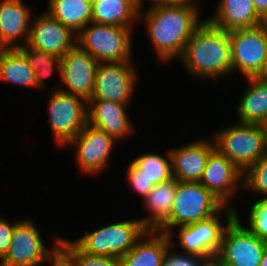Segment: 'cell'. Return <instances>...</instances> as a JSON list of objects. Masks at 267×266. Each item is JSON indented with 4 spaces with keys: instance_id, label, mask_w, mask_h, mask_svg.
<instances>
[{
    "instance_id": "cell-1",
    "label": "cell",
    "mask_w": 267,
    "mask_h": 266,
    "mask_svg": "<svg viewBox=\"0 0 267 266\" xmlns=\"http://www.w3.org/2000/svg\"><path fill=\"white\" fill-rule=\"evenodd\" d=\"M139 11L149 38L161 62L180 58L193 32L205 21L197 4H172Z\"/></svg>"
},
{
    "instance_id": "cell-2",
    "label": "cell",
    "mask_w": 267,
    "mask_h": 266,
    "mask_svg": "<svg viewBox=\"0 0 267 266\" xmlns=\"http://www.w3.org/2000/svg\"><path fill=\"white\" fill-rule=\"evenodd\" d=\"M180 61L195 78L227 77L232 73L229 32L206 19L187 41Z\"/></svg>"
},
{
    "instance_id": "cell-3",
    "label": "cell",
    "mask_w": 267,
    "mask_h": 266,
    "mask_svg": "<svg viewBox=\"0 0 267 266\" xmlns=\"http://www.w3.org/2000/svg\"><path fill=\"white\" fill-rule=\"evenodd\" d=\"M213 135L215 148L244 173L267 154L266 129L262 124L238 122Z\"/></svg>"
},
{
    "instance_id": "cell-4",
    "label": "cell",
    "mask_w": 267,
    "mask_h": 266,
    "mask_svg": "<svg viewBox=\"0 0 267 266\" xmlns=\"http://www.w3.org/2000/svg\"><path fill=\"white\" fill-rule=\"evenodd\" d=\"M225 205L200 182H179L169 219L157 230L172 239L174 227L205 220Z\"/></svg>"
},
{
    "instance_id": "cell-5",
    "label": "cell",
    "mask_w": 267,
    "mask_h": 266,
    "mask_svg": "<svg viewBox=\"0 0 267 266\" xmlns=\"http://www.w3.org/2000/svg\"><path fill=\"white\" fill-rule=\"evenodd\" d=\"M131 28L90 22L78 34L76 44L98 62L131 61Z\"/></svg>"
},
{
    "instance_id": "cell-6",
    "label": "cell",
    "mask_w": 267,
    "mask_h": 266,
    "mask_svg": "<svg viewBox=\"0 0 267 266\" xmlns=\"http://www.w3.org/2000/svg\"><path fill=\"white\" fill-rule=\"evenodd\" d=\"M147 232L140 219L115 222L73 241L83 252L121 258Z\"/></svg>"
},
{
    "instance_id": "cell-7",
    "label": "cell",
    "mask_w": 267,
    "mask_h": 266,
    "mask_svg": "<svg viewBox=\"0 0 267 266\" xmlns=\"http://www.w3.org/2000/svg\"><path fill=\"white\" fill-rule=\"evenodd\" d=\"M267 248V241L258 238L242 226L238 214L227 225L220 249L215 257L216 266H259Z\"/></svg>"
},
{
    "instance_id": "cell-8",
    "label": "cell",
    "mask_w": 267,
    "mask_h": 266,
    "mask_svg": "<svg viewBox=\"0 0 267 266\" xmlns=\"http://www.w3.org/2000/svg\"><path fill=\"white\" fill-rule=\"evenodd\" d=\"M52 93L47 106L48 116L53 137L61 148L88 123V102L60 89Z\"/></svg>"
},
{
    "instance_id": "cell-9",
    "label": "cell",
    "mask_w": 267,
    "mask_h": 266,
    "mask_svg": "<svg viewBox=\"0 0 267 266\" xmlns=\"http://www.w3.org/2000/svg\"><path fill=\"white\" fill-rule=\"evenodd\" d=\"M222 210H228L225 213L226 226L220 220ZM236 214L234 207L224 206L217 214L205 220L180 226L178 230L180 247L184 249V253L198 255L213 263L220 249L224 231Z\"/></svg>"
},
{
    "instance_id": "cell-10",
    "label": "cell",
    "mask_w": 267,
    "mask_h": 266,
    "mask_svg": "<svg viewBox=\"0 0 267 266\" xmlns=\"http://www.w3.org/2000/svg\"><path fill=\"white\" fill-rule=\"evenodd\" d=\"M232 72L244 78L257 77L267 58V22L229 32Z\"/></svg>"
},
{
    "instance_id": "cell-11",
    "label": "cell",
    "mask_w": 267,
    "mask_h": 266,
    "mask_svg": "<svg viewBox=\"0 0 267 266\" xmlns=\"http://www.w3.org/2000/svg\"><path fill=\"white\" fill-rule=\"evenodd\" d=\"M40 235L31 219L20 220L14 227L11 245L1 259L0 266H39L47 262L62 237H55V245L48 250Z\"/></svg>"
},
{
    "instance_id": "cell-12",
    "label": "cell",
    "mask_w": 267,
    "mask_h": 266,
    "mask_svg": "<svg viewBox=\"0 0 267 266\" xmlns=\"http://www.w3.org/2000/svg\"><path fill=\"white\" fill-rule=\"evenodd\" d=\"M130 62H98L91 99L129 104L138 78Z\"/></svg>"
},
{
    "instance_id": "cell-13",
    "label": "cell",
    "mask_w": 267,
    "mask_h": 266,
    "mask_svg": "<svg viewBox=\"0 0 267 266\" xmlns=\"http://www.w3.org/2000/svg\"><path fill=\"white\" fill-rule=\"evenodd\" d=\"M97 65L98 61L76 44L61 57L60 79L65 88L58 89L88 102L93 95Z\"/></svg>"
},
{
    "instance_id": "cell-14",
    "label": "cell",
    "mask_w": 267,
    "mask_h": 266,
    "mask_svg": "<svg viewBox=\"0 0 267 266\" xmlns=\"http://www.w3.org/2000/svg\"><path fill=\"white\" fill-rule=\"evenodd\" d=\"M115 144L114 138L87 123L66 146L76 148V160L82 173L98 174L106 169Z\"/></svg>"
},
{
    "instance_id": "cell-15",
    "label": "cell",
    "mask_w": 267,
    "mask_h": 266,
    "mask_svg": "<svg viewBox=\"0 0 267 266\" xmlns=\"http://www.w3.org/2000/svg\"><path fill=\"white\" fill-rule=\"evenodd\" d=\"M243 173L216 148L210 153L200 183L215 195L225 206L237 194V185L243 186ZM235 196V197H234Z\"/></svg>"
},
{
    "instance_id": "cell-16",
    "label": "cell",
    "mask_w": 267,
    "mask_h": 266,
    "mask_svg": "<svg viewBox=\"0 0 267 266\" xmlns=\"http://www.w3.org/2000/svg\"><path fill=\"white\" fill-rule=\"evenodd\" d=\"M76 40V33L46 11L32 20L27 45L62 57L76 45Z\"/></svg>"
},
{
    "instance_id": "cell-17",
    "label": "cell",
    "mask_w": 267,
    "mask_h": 266,
    "mask_svg": "<svg viewBox=\"0 0 267 266\" xmlns=\"http://www.w3.org/2000/svg\"><path fill=\"white\" fill-rule=\"evenodd\" d=\"M127 105L104 99L88 101V124L104 131L117 142L135 132L129 118ZM134 131V132H133Z\"/></svg>"
},
{
    "instance_id": "cell-18",
    "label": "cell",
    "mask_w": 267,
    "mask_h": 266,
    "mask_svg": "<svg viewBox=\"0 0 267 266\" xmlns=\"http://www.w3.org/2000/svg\"><path fill=\"white\" fill-rule=\"evenodd\" d=\"M214 149L213 138L170 149L173 178L179 182H200L207 159Z\"/></svg>"
},
{
    "instance_id": "cell-19",
    "label": "cell",
    "mask_w": 267,
    "mask_h": 266,
    "mask_svg": "<svg viewBox=\"0 0 267 266\" xmlns=\"http://www.w3.org/2000/svg\"><path fill=\"white\" fill-rule=\"evenodd\" d=\"M31 11L22 0L0 1V48L26 45L31 31ZM23 40V42H17Z\"/></svg>"
},
{
    "instance_id": "cell-20",
    "label": "cell",
    "mask_w": 267,
    "mask_h": 266,
    "mask_svg": "<svg viewBox=\"0 0 267 266\" xmlns=\"http://www.w3.org/2000/svg\"><path fill=\"white\" fill-rule=\"evenodd\" d=\"M172 242L166 233L147 230L134 247L119 258L121 266H164L165 254L175 244Z\"/></svg>"
},
{
    "instance_id": "cell-21",
    "label": "cell",
    "mask_w": 267,
    "mask_h": 266,
    "mask_svg": "<svg viewBox=\"0 0 267 266\" xmlns=\"http://www.w3.org/2000/svg\"><path fill=\"white\" fill-rule=\"evenodd\" d=\"M216 13L206 20L227 32L253 28L264 23L253 7L252 0H220Z\"/></svg>"
},
{
    "instance_id": "cell-22",
    "label": "cell",
    "mask_w": 267,
    "mask_h": 266,
    "mask_svg": "<svg viewBox=\"0 0 267 266\" xmlns=\"http://www.w3.org/2000/svg\"><path fill=\"white\" fill-rule=\"evenodd\" d=\"M178 181L172 178L155 185L152 191L142 199L149 217L140 218L147 230L157 231L170 217L177 192Z\"/></svg>"
},
{
    "instance_id": "cell-23",
    "label": "cell",
    "mask_w": 267,
    "mask_h": 266,
    "mask_svg": "<svg viewBox=\"0 0 267 266\" xmlns=\"http://www.w3.org/2000/svg\"><path fill=\"white\" fill-rule=\"evenodd\" d=\"M139 21L136 0L92 1V22L131 28Z\"/></svg>"
},
{
    "instance_id": "cell-24",
    "label": "cell",
    "mask_w": 267,
    "mask_h": 266,
    "mask_svg": "<svg viewBox=\"0 0 267 266\" xmlns=\"http://www.w3.org/2000/svg\"><path fill=\"white\" fill-rule=\"evenodd\" d=\"M245 79L249 87L238 102L236 109L238 121L265 125L267 123V82L257 77Z\"/></svg>"
},
{
    "instance_id": "cell-25",
    "label": "cell",
    "mask_w": 267,
    "mask_h": 266,
    "mask_svg": "<svg viewBox=\"0 0 267 266\" xmlns=\"http://www.w3.org/2000/svg\"><path fill=\"white\" fill-rule=\"evenodd\" d=\"M47 4V12L76 34L92 22L90 0H48Z\"/></svg>"
},
{
    "instance_id": "cell-26",
    "label": "cell",
    "mask_w": 267,
    "mask_h": 266,
    "mask_svg": "<svg viewBox=\"0 0 267 266\" xmlns=\"http://www.w3.org/2000/svg\"><path fill=\"white\" fill-rule=\"evenodd\" d=\"M0 80L37 88L35 72L18 48H0Z\"/></svg>"
},
{
    "instance_id": "cell-27",
    "label": "cell",
    "mask_w": 267,
    "mask_h": 266,
    "mask_svg": "<svg viewBox=\"0 0 267 266\" xmlns=\"http://www.w3.org/2000/svg\"><path fill=\"white\" fill-rule=\"evenodd\" d=\"M18 49L25 55L30 67L35 72L37 89H44L46 85L44 78L51 76L54 69L58 70L59 78H61L60 56L29 47L27 44Z\"/></svg>"
},
{
    "instance_id": "cell-28",
    "label": "cell",
    "mask_w": 267,
    "mask_h": 266,
    "mask_svg": "<svg viewBox=\"0 0 267 266\" xmlns=\"http://www.w3.org/2000/svg\"><path fill=\"white\" fill-rule=\"evenodd\" d=\"M142 170L151 184L158 185L173 178L169 150L166 158L157 153H145L132 159Z\"/></svg>"
},
{
    "instance_id": "cell-29",
    "label": "cell",
    "mask_w": 267,
    "mask_h": 266,
    "mask_svg": "<svg viewBox=\"0 0 267 266\" xmlns=\"http://www.w3.org/2000/svg\"><path fill=\"white\" fill-rule=\"evenodd\" d=\"M242 183L245 190H252L267 198V154L243 173Z\"/></svg>"
},
{
    "instance_id": "cell-30",
    "label": "cell",
    "mask_w": 267,
    "mask_h": 266,
    "mask_svg": "<svg viewBox=\"0 0 267 266\" xmlns=\"http://www.w3.org/2000/svg\"><path fill=\"white\" fill-rule=\"evenodd\" d=\"M60 243L75 257L78 266H121L119 258L87 254L66 238H61Z\"/></svg>"
},
{
    "instance_id": "cell-31",
    "label": "cell",
    "mask_w": 267,
    "mask_h": 266,
    "mask_svg": "<svg viewBox=\"0 0 267 266\" xmlns=\"http://www.w3.org/2000/svg\"><path fill=\"white\" fill-rule=\"evenodd\" d=\"M248 214L250 227L247 228L258 238L267 241V198L255 201Z\"/></svg>"
},
{
    "instance_id": "cell-32",
    "label": "cell",
    "mask_w": 267,
    "mask_h": 266,
    "mask_svg": "<svg viewBox=\"0 0 267 266\" xmlns=\"http://www.w3.org/2000/svg\"><path fill=\"white\" fill-rule=\"evenodd\" d=\"M126 171L129 187L144 199L152 191L154 185L149 182L143 170L133 160Z\"/></svg>"
},
{
    "instance_id": "cell-33",
    "label": "cell",
    "mask_w": 267,
    "mask_h": 266,
    "mask_svg": "<svg viewBox=\"0 0 267 266\" xmlns=\"http://www.w3.org/2000/svg\"><path fill=\"white\" fill-rule=\"evenodd\" d=\"M169 249L165 254L164 266H209L211 264L209 260L198 255L177 253Z\"/></svg>"
},
{
    "instance_id": "cell-34",
    "label": "cell",
    "mask_w": 267,
    "mask_h": 266,
    "mask_svg": "<svg viewBox=\"0 0 267 266\" xmlns=\"http://www.w3.org/2000/svg\"><path fill=\"white\" fill-rule=\"evenodd\" d=\"M51 266H78L75 257L59 243L47 258Z\"/></svg>"
},
{
    "instance_id": "cell-35",
    "label": "cell",
    "mask_w": 267,
    "mask_h": 266,
    "mask_svg": "<svg viewBox=\"0 0 267 266\" xmlns=\"http://www.w3.org/2000/svg\"><path fill=\"white\" fill-rule=\"evenodd\" d=\"M18 222L19 220L17 219L16 222L14 221L13 224H10L5 219L3 220V218H0V260L7 253L11 245L12 233Z\"/></svg>"
},
{
    "instance_id": "cell-36",
    "label": "cell",
    "mask_w": 267,
    "mask_h": 266,
    "mask_svg": "<svg viewBox=\"0 0 267 266\" xmlns=\"http://www.w3.org/2000/svg\"><path fill=\"white\" fill-rule=\"evenodd\" d=\"M152 1H153V4L150 7H154L158 5H172V4H196L195 0H152ZM143 2L144 0H136L139 11H143L141 10L143 6Z\"/></svg>"
},
{
    "instance_id": "cell-37",
    "label": "cell",
    "mask_w": 267,
    "mask_h": 266,
    "mask_svg": "<svg viewBox=\"0 0 267 266\" xmlns=\"http://www.w3.org/2000/svg\"><path fill=\"white\" fill-rule=\"evenodd\" d=\"M252 3L259 17L267 22V0H252Z\"/></svg>"
},
{
    "instance_id": "cell-38",
    "label": "cell",
    "mask_w": 267,
    "mask_h": 266,
    "mask_svg": "<svg viewBox=\"0 0 267 266\" xmlns=\"http://www.w3.org/2000/svg\"><path fill=\"white\" fill-rule=\"evenodd\" d=\"M257 78L260 80L267 82V58L265 59L264 66L261 70V72L258 74Z\"/></svg>"
},
{
    "instance_id": "cell-39",
    "label": "cell",
    "mask_w": 267,
    "mask_h": 266,
    "mask_svg": "<svg viewBox=\"0 0 267 266\" xmlns=\"http://www.w3.org/2000/svg\"><path fill=\"white\" fill-rule=\"evenodd\" d=\"M259 266H267V248L265 249Z\"/></svg>"
},
{
    "instance_id": "cell-40",
    "label": "cell",
    "mask_w": 267,
    "mask_h": 266,
    "mask_svg": "<svg viewBox=\"0 0 267 266\" xmlns=\"http://www.w3.org/2000/svg\"><path fill=\"white\" fill-rule=\"evenodd\" d=\"M266 129V138H267V123L264 125Z\"/></svg>"
}]
</instances>
